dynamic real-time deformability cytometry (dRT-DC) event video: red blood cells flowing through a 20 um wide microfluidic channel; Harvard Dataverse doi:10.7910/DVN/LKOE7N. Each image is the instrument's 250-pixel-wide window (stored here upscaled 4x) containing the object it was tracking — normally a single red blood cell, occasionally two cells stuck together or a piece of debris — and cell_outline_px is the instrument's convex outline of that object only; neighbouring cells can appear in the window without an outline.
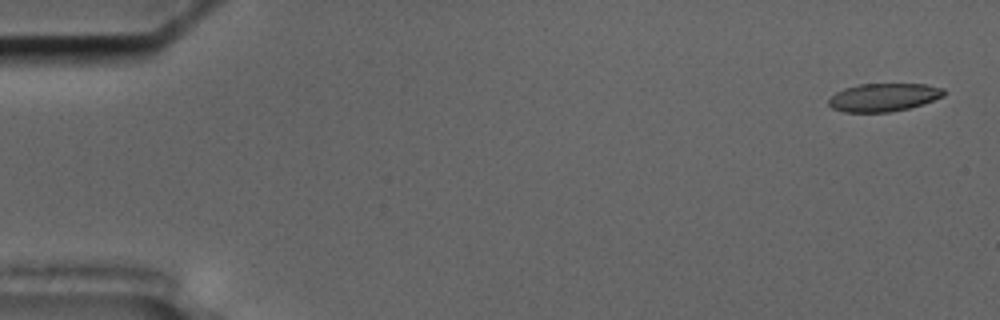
{"species": "common noctule bat (a hibernating species)", "species_latin": "Nyctalus noctula", "temperature_condition": "cold", "stored_images_in_passage": 57, "camera_frame_rate_fps": 3000, "um_per_image_px": 0.085, "animal": {"sex": "male", "body_mass_g": 17.5, "forearm_length_mm": 52.3}, "frame": {"image": 1, "passage_image": 2, "time_ms": 0.333, "image_size_px": [1000, 320], "cell_outline_px": [[944, 96], [924, 104], [908, 108], [888, 112], [844, 112], [832, 108], [828, 104], [828, 100], [836, 92], [844, 88], [860, 84], [924, 84], [944, 88]], "centroid_in_image_um": [75.11, 8.27], "position_along_channel_um": 9.9, "area_um2": 18.84}}
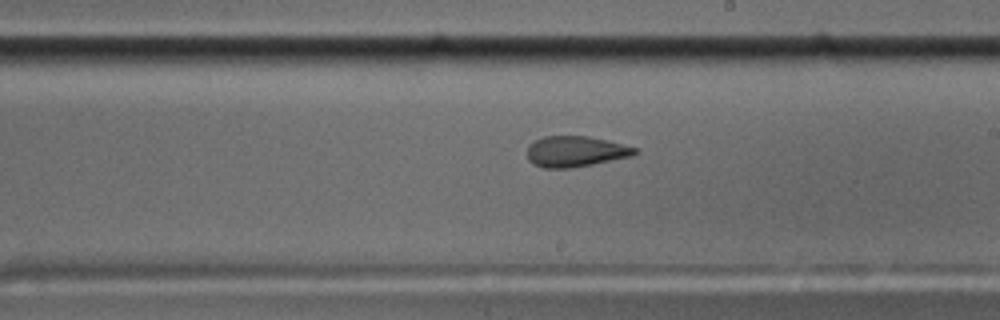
{"frame": {"image": 2, "passage_image": 33, "time_ms": 10.667, "image_size_px": [1000, 320], "cell_outline_px": [[640, 152], [632, 156], [572, 168], [544, 168], [528, 160], [528, 144], [544, 136], [588, 136], [608, 140], [640, 148]], "centroid_in_image_um": [48.97, 12.86], "position_along_channel_um": 240.0, "area_um2": 19.42}}
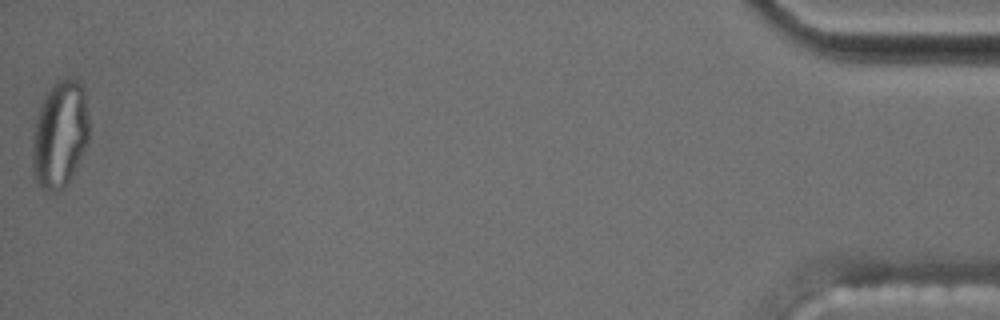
{"frame": {"image": 3, "passage_image": 57, "time_ms": 18.667, "image_size_px": [1000, 320], "cell_outline_px": [[88, 140], [72, 176], [64, 188], [56, 192], [40, 184], [36, 180], [32, 172], [32, 136], [36, 116], [48, 92], [60, 80], [76, 80], [84, 88], [88, 116]], "centroid_in_image_um": [5.08, 11.45], "position_along_channel_um": 430.1, "area_um2": 34.68}, "authors_computed_cell_mechanics": {"area_um2": 20.3456, "velocity_mm_per_s": 3.5406, "shape_relaxation_time_tau1_ms": null, "shape_relaxation_time_tau2_ms": 1.832, "deformation_change_tau1": null, "deformation_change_tau2": 0.0851}}